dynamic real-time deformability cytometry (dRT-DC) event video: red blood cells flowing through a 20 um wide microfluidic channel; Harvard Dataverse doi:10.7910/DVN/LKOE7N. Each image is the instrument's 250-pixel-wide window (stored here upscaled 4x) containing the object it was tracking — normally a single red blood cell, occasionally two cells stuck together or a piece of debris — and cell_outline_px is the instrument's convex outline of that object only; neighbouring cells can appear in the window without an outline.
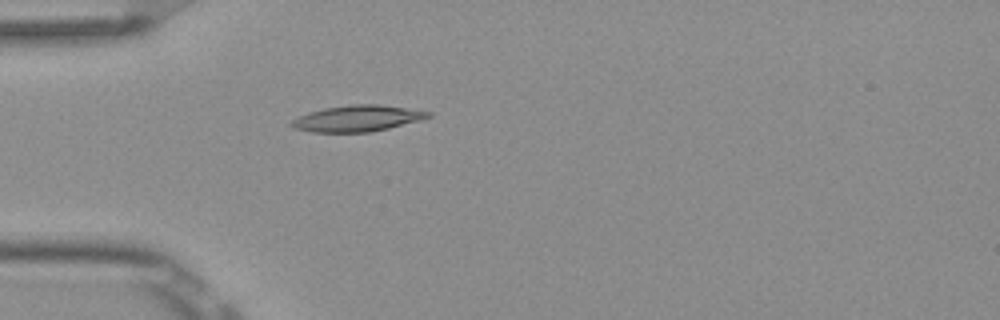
{"species": "Egyptian fruit bat (a non-hibernating species)", "species_latin": "Rousettus aegyptiacus", "temperature_condition": "room temperature", "stored_images_in_passage": 3, "camera_frame_rate_fps": 3000, "um_per_image_px": 0.085, "frame": {"image": 1, "passage_image": 3, "time_ms": 0.667, "image_size_px": [1000, 320], "cell_outline_px": [[432, 116], [420, 120], [388, 128], [368, 132], [312, 132], [292, 128], [288, 124], [292, 120], [308, 112], [324, 108], [352, 104], [380, 104], [432, 112]], "centroid_in_image_um": [30.35, 10.06], "position_along_channel_um": 54.7, "area_um2": 20.81}}